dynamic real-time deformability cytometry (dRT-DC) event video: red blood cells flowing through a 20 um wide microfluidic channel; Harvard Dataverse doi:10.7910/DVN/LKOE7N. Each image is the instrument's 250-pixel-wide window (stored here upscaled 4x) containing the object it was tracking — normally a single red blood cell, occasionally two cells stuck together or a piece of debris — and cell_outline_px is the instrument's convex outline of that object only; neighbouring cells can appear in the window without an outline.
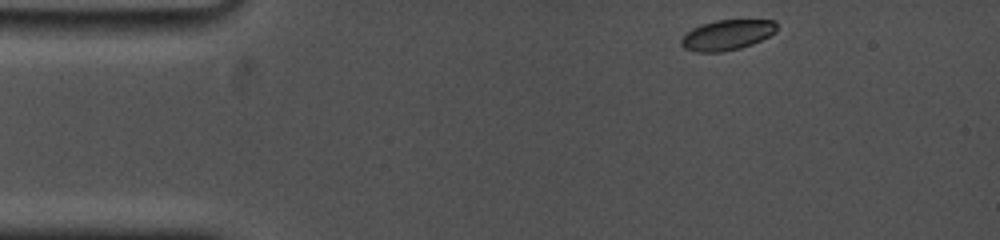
{"species": "common noctule bat (a hibernating species)", "species_latin": "Nyctalus noctula", "temperature_condition": "cold", "stored_images_in_passage": 6, "camera_frame_rate_fps": 5000, "um_per_image_px": 0.085, "animal": {"sex": "female", "body_mass_g": 19.0, "forearm_length_mm": 53.3}, "frame": {"image": 1, "passage_image": 1, "time_ms": 0.0, "image_size_px": [1000, 240], "cell_outline_px": [[776, 32], [752, 44], [740, 48], [720, 52], [696, 52], [684, 48], [680, 44], [680, 40], [692, 28], [716, 20], [776, 20]], "centroid_in_image_um": [61.8, 2.97], "position_along_channel_um": 23.2, "area_um2": 16.7}}
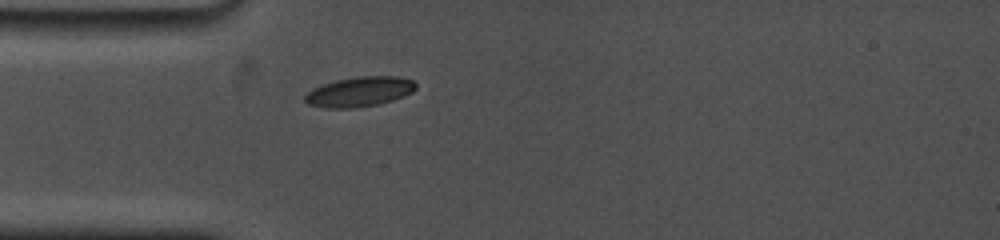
{"frame": {"image": 2, "passage_image": 6, "time_ms": 2.6, "image_size_px": [1000, 240], "cell_outline_px": [[416, 88], [412, 92], [404, 96], [380, 104], [356, 108], [324, 108], [308, 104], [304, 100], [304, 96], [312, 88], [336, 80], [356, 76], [400, 76], [412, 80], [416, 84]], "centroid_in_image_um": [30.56, 7.8], "position_along_channel_um": 54.4, "area_um2": 19.48}}